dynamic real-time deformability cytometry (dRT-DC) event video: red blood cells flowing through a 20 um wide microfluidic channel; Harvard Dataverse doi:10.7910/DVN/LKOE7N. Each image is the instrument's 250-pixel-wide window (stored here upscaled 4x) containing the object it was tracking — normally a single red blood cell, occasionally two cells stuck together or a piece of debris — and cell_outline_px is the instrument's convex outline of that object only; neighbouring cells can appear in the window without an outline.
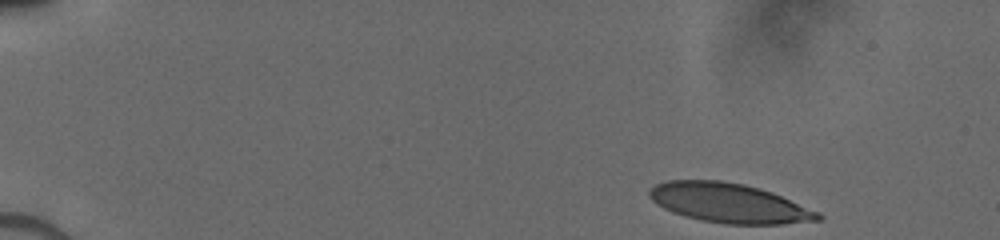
{"species": "human", "species_latin": "Homo sapiens", "temperature_condition": "cold", "stored_images_in_passage": 34, "camera_frame_rate_fps": 3000, "um_per_image_px": 0.085, "donor": {"sex": "male"}, "frame": {"image": 1, "passage_image": 1, "time_ms": 0.0, "image_size_px": [1000, 240], "cell_outline_px": [[824, 216], [820, 220], [784, 224], [724, 224], [700, 220], [684, 216], [672, 212], [656, 204], [648, 196], [648, 188], [656, 184], [668, 180], [720, 180], [744, 184], [760, 188], [772, 192], [820, 212]], "centroid_in_image_um": [61.96, 17.26], "position_along_channel_um": 23.0, "area_um2": 39.07}}
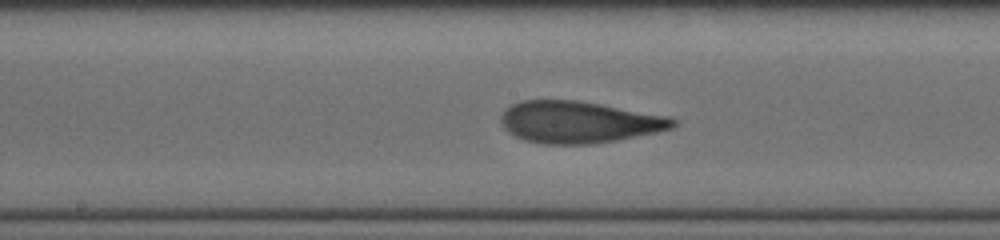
{"frame": {"image": 2, "passage_image": 19, "time_ms": 7.333, "image_size_px": [1000, 240], "cell_outline_px": [[680, 124], [672, 128], [656, 132], [616, 140], [592, 144], [544, 144], [524, 140], [508, 132], [504, 128], [500, 120], [500, 116], [512, 104], [520, 100], [576, 100], [600, 104], [668, 116], [680, 120]], "centroid_in_image_um": [49.22, 10.38], "position_along_channel_um": 199.0, "area_um2": 41.91}}
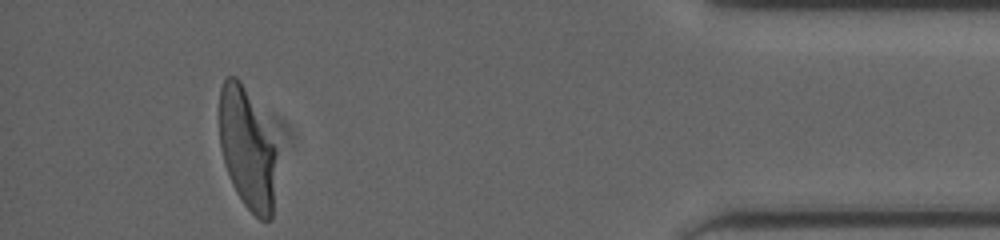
{"frame": {"image": 3, "passage_image": 33, "time_ms": 13.667, "image_size_px": [1000, 240], "cell_outline_px": [[276, 152], [272, 220], [260, 220], [244, 204], [236, 192], [232, 184], [224, 164], [220, 144], [220, 88], [224, 80], [228, 76], [236, 76], [240, 80], [276, 148]], "centroid_in_image_um": [20.98, 12.7], "position_along_channel_um": 414.2, "area_um2": 39.36}}